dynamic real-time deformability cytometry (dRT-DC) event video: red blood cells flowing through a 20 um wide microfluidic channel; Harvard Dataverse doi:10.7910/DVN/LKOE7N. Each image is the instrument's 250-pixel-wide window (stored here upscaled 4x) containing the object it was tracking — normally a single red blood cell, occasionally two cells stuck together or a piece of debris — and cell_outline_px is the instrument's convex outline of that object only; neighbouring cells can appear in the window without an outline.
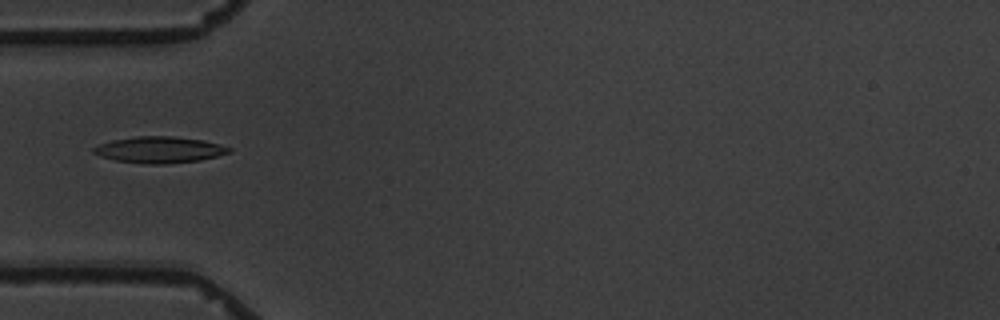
{"species": "common noctule bat (a hibernating species)", "species_latin": "Nyctalus noctula", "temperature_condition": "warm", "stored_images_in_passage": 11, "camera_frame_rate_fps": 3000, "um_per_image_px": 0.085, "animal": {"sex": "male", "body_mass_g": 19.5, "forearm_length_mm": 54.6}, "frame": {"image": 1, "passage_image": 5, "time_ms": 5.667, "image_size_px": [1000, 320], "cell_outline_px": [[232, 152], [200, 160], [164, 164], [144, 164], [116, 160], [100, 156], [92, 152], [92, 148], [100, 144], [112, 140], [136, 136], [172, 136], [204, 140], [220, 144], [232, 148]], "centroid_in_image_um": [13.56, 12.73], "position_along_channel_um": 71.4, "area_um2": 20.81}}
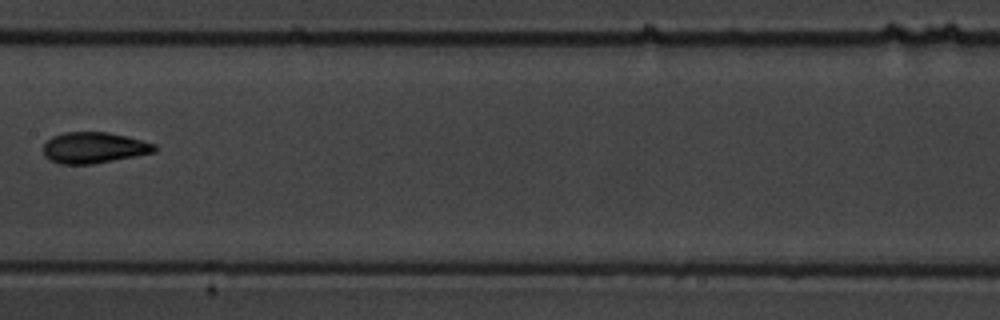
{"frame": {"image": 2, "passage_image": 8, "time_ms": 9.333, "image_size_px": [1000, 320], "cell_outline_px": [[156, 152], [92, 164], [60, 164], [48, 160], [44, 156], [44, 144], [52, 136], [64, 132], [108, 132], [128, 136], [156, 144]], "centroid_in_image_um": [7.98, 12.55], "position_along_channel_um": 199.4, "area_um2": 20.23}}
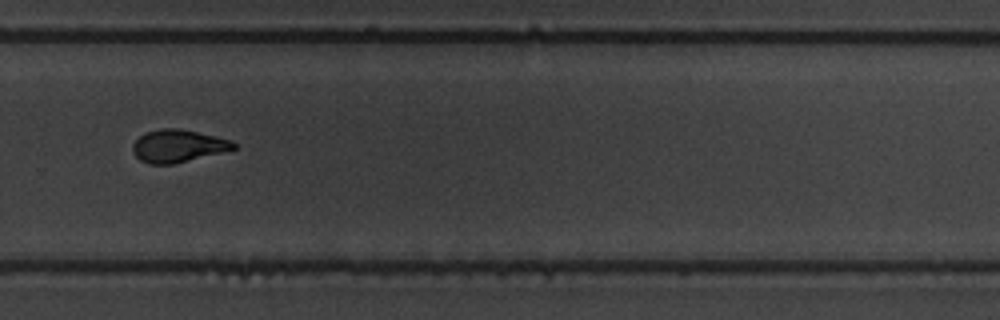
{"frame": {"image": 3, "passage_image": 11, "time_ms": 12.667, "image_size_px": [1000, 320], "cell_outline_px": [[236, 148], [172, 164], [148, 164], [140, 160], [132, 152], [132, 144], [144, 132], [160, 128], [180, 128], [216, 136], [232, 140], [236, 144]], "centroid_in_image_um": [15.08, 12.39], "position_along_channel_um": 314.7, "area_um2": 19.07}}